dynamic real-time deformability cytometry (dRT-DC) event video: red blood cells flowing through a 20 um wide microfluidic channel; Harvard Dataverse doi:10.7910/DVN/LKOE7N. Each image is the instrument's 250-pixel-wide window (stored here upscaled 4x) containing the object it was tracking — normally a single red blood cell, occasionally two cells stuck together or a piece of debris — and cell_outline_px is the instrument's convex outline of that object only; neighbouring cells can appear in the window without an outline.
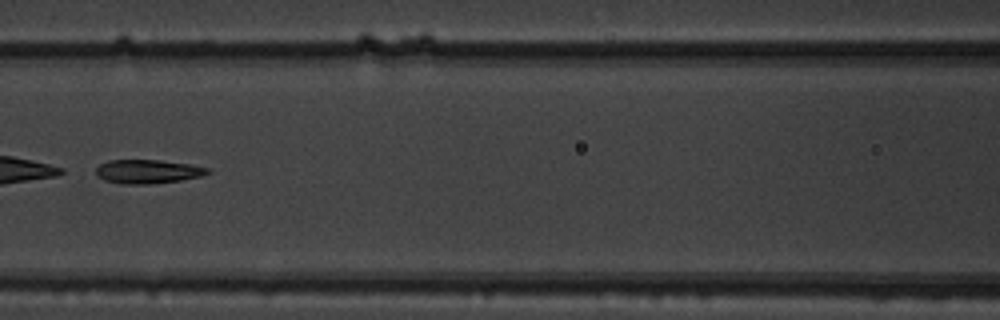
{"species": "common noctule bat (a hibernating species)", "species_latin": "Nyctalus noctula", "temperature_condition": "warm", "stored_images_in_passage": 11, "camera_frame_rate_fps": 3000, "um_per_image_px": 0.085, "animal": {"sex": "male", "body_mass_g": 19.5, "forearm_length_mm": 54.6}, "frame": {"image": 1, "passage_image": 7, "time_ms": 2.0, "image_size_px": [1000, 320], "cell_outline_px": [[212, 172], [204, 176], [180, 180], [148, 184], [120, 184], [104, 180], [96, 176], [96, 168], [100, 164], [108, 160], [160, 160], [188, 164], [212, 168]], "centroid_in_image_um": [12.58, 14.58], "position_along_channel_um": 154.0, "area_um2": 15.72}}
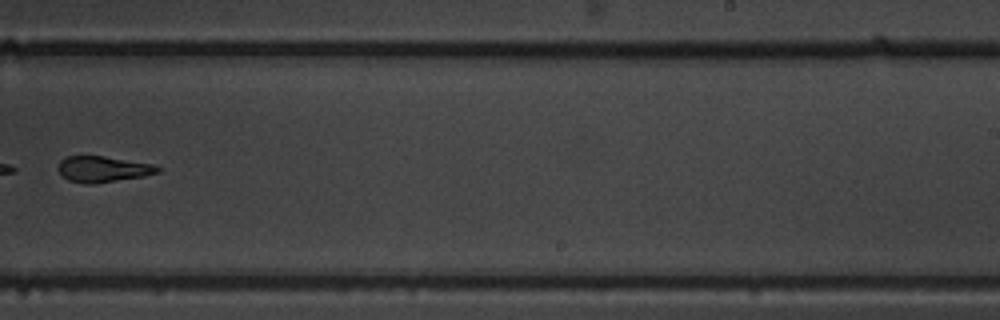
{"frame": {"image": 2, "passage_image": 10, "time_ms": 3.0, "image_size_px": [1000, 320], "cell_outline_px": [[160, 172], [144, 176], [92, 184], [84, 184], [68, 180], [56, 168], [60, 160], [68, 156], [104, 156], [152, 164], [160, 168]], "centroid_in_image_um": [8.72, 14.38], "position_along_channel_um": 280.3, "area_um2": 14.97}}
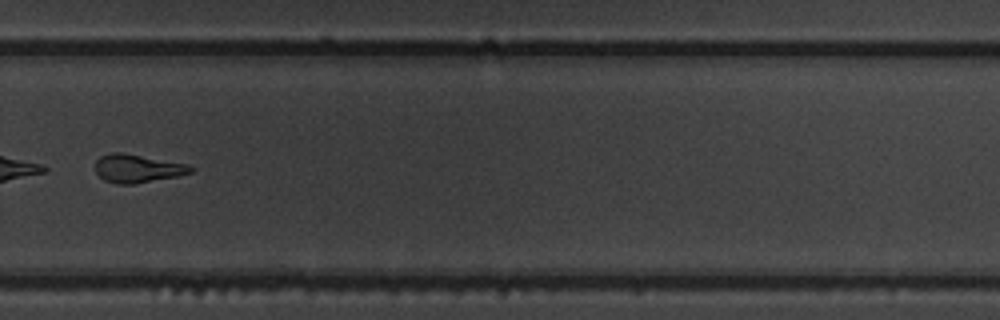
{"frame": {"image": 3, "passage_image": 11, "time_ms": 3.333, "image_size_px": [1000, 320], "cell_outline_px": [[196, 168], [192, 172], [176, 176], [132, 184], [116, 184], [104, 180], [96, 172], [96, 160], [100, 156], [112, 152], [120, 152], [188, 164]], "centroid_in_image_um": [11.68, 14.31], "position_along_channel_um": 318.1, "area_um2": 15.55}}